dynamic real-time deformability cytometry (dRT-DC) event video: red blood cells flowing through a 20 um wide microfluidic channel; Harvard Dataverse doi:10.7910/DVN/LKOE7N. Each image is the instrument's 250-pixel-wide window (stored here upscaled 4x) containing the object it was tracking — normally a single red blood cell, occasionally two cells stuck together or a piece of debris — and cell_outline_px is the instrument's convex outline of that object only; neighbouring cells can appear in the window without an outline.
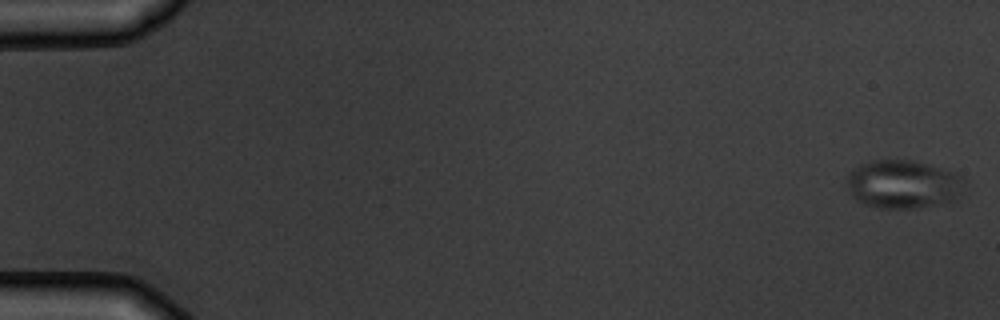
{"species": "common noctule bat (a hibernating species)", "species_latin": "Nyctalus noctula", "temperature_condition": "warm", "stored_images_in_passage": 7, "camera_frame_rate_fps": 3000, "um_per_image_px": 0.085, "animal": {"sex": "male", "body_mass_g": 19.5, "forearm_length_mm": 54.6}, "frame": {"image": 1, "passage_image": 1, "time_ms": 0.0, "image_size_px": [1000, 320], "cell_outline_px": [[968, 180], [964, 196], [948, 204], [920, 208], [876, 208], [864, 204], [856, 200], [852, 196], [844, 180], [848, 172], [860, 164], [872, 160], [912, 160], [928, 164], [952, 172]], "centroid_in_image_um": [76.83, 15.69], "position_along_channel_um": 8.2, "area_um2": 34.33}}